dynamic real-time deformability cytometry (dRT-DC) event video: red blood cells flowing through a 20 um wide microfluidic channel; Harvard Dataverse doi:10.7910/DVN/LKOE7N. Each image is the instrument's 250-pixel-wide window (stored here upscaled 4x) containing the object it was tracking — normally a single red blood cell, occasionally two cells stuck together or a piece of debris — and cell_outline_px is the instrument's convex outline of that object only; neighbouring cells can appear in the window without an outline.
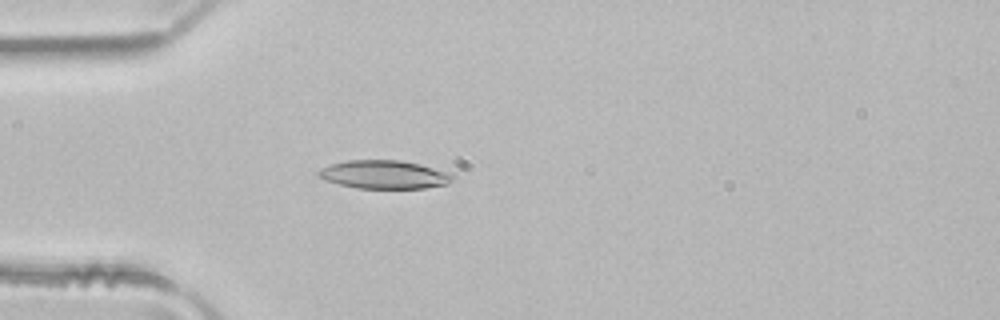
{"species": "common noctule bat (a hibernating species)", "species_latin": "Nyctalus noctula", "temperature_condition": "room temperature", "stored_images_in_passage": 4, "camera_frame_rate_fps": 3000, "um_per_image_px": 0.085, "animal": {"sex": "male", "body_mass_g": 21.5, "forearm_length_mm": 52.0}, "frame": {"image": 1, "passage_image": 4, "time_ms": 1.0, "image_size_px": [1000, 320], "cell_outline_px": [[456, 176], [448, 184], [424, 188], [356, 188], [340, 184], [316, 176], [316, 172], [320, 168], [328, 164], [348, 160], [400, 160], [420, 164], [452, 172]], "centroid_in_image_um": [32.68, 14.82], "position_along_channel_um": 52.3, "area_um2": 22.43}}